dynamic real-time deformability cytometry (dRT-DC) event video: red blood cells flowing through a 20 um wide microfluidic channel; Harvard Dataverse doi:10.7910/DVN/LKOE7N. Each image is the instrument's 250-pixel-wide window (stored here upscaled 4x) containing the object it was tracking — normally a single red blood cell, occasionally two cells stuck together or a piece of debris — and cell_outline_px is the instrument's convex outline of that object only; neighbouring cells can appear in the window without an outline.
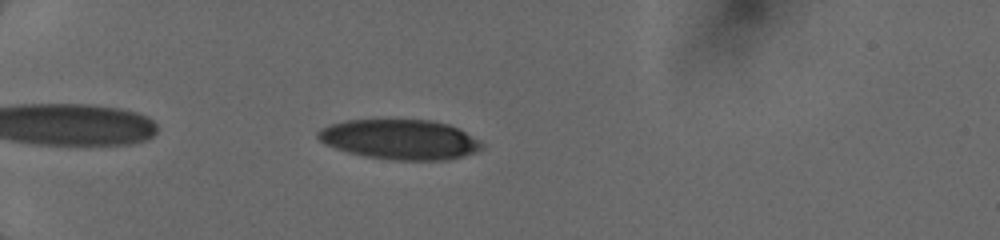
{"species": "human", "species_latin": "Homo sapiens", "temperature_condition": "cold", "stored_images_in_passage": 82, "camera_frame_rate_fps": 3000, "um_per_image_px": 0.085, "donor": {"sex": "female"}, "frame": {"image": 1, "passage_image": 12, "time_ms": 1.667, "image_size_px": [1000, 240], "cell_outline_px": [[484, 148], [476, 152], [448, 160], [392, 160], [364, 156], [348, 152], [324, 144], [316, 136], [316, 132], [320, 128], [328, 124], [344, 120], [432, 120], [448, 124], [480, 140], [484, 144]], "centroid_in_image_um": [33.97, 11.85], "position_along_channel_um": 51.0, "area_um2": 38.32}}
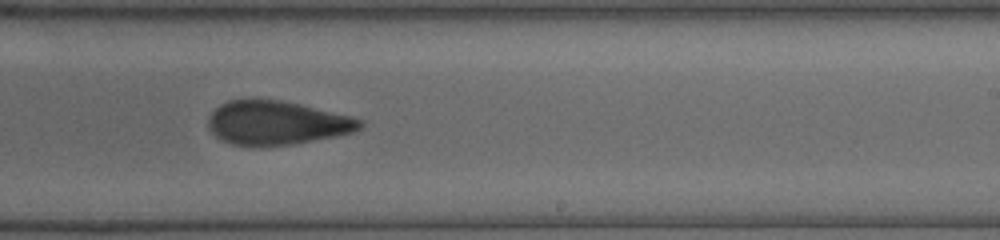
{"frame": {"image": 2, "passage_image": 56, "time_ms": 7.667, "image_size_px": [1000, 240], "cell_outline_px": [[364, 124], [356, 132], [336, 136], [292, 144], [232, 144], [216, 136], [208, 128], [208, 120], [212, 112], [220, 104], [228, 100], [276, 100], [300, 104], [352, 116], [364, 120]], "centroid_in_image_um": [23.58, 10.42], "position_along_channel_um": 265.4, "area_um2": 38.09}}
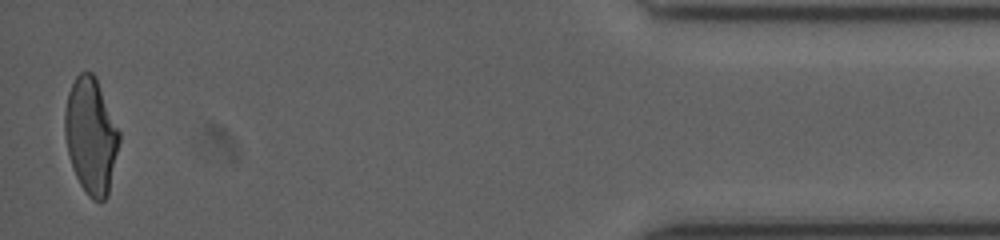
{"frame": {"image": 3, "passage_image": 81, "time_ms": 13.0, "image_size_px": [1000, 240], "cell_outline_px": [[120, 140], [108, 196], [100, 204], [92, 200], [88, 196], [80, 184], [76, 176], [68, 152], [64, 132], [64, 112], [68, 92], [76, 76], [80, 72], [92, 72], [96, 76], [120, 132]], "centroid_in_image_um": [7.74, 11.55], "position_along_channel_um": 427.5, "area_um2": 36.93}}